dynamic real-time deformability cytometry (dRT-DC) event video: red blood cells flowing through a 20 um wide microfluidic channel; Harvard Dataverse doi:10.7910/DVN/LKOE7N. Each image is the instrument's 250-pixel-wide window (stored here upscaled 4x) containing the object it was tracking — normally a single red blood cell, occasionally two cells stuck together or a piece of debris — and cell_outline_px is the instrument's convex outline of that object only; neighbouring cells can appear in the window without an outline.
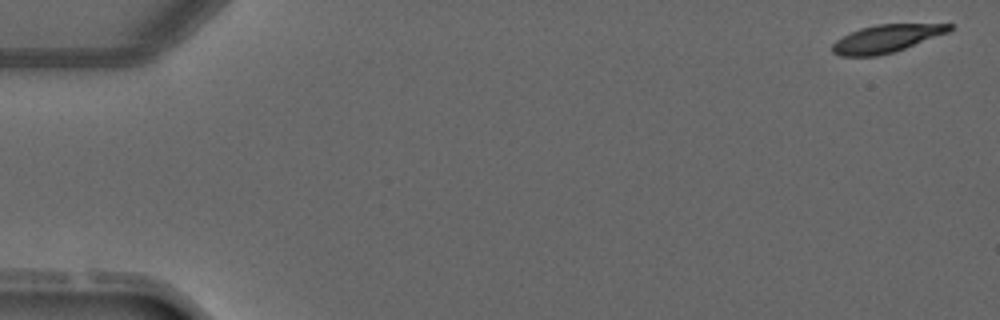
{"species": "common noctule bat (a hibernating species)", "species_latin": "Nyctalus noctula", "temperature_condition": "warm", "stored_images_in_passage": 3, "camera_frame_rate_fps": 3000, "um_per_image_px": 0.085, "animal": {"sex": "male", "forearm_length_mm": 52.5}, "frame": {"image": 1, "passage_image": 3, "time_ms": 2.333, "image_size_px": [1000, 320], "cell_outline_px": [[956, 24], [948, 32], [904, 48], [892, 52], [876, 56], [840, 56], [832, 52], [832, 44], [836, 40], [860, 28], [876, 24]], "centroid_in_image_um": [75.32, 3.28], "position_along_channel_um": 9.7, "area_um2": 18.61}}